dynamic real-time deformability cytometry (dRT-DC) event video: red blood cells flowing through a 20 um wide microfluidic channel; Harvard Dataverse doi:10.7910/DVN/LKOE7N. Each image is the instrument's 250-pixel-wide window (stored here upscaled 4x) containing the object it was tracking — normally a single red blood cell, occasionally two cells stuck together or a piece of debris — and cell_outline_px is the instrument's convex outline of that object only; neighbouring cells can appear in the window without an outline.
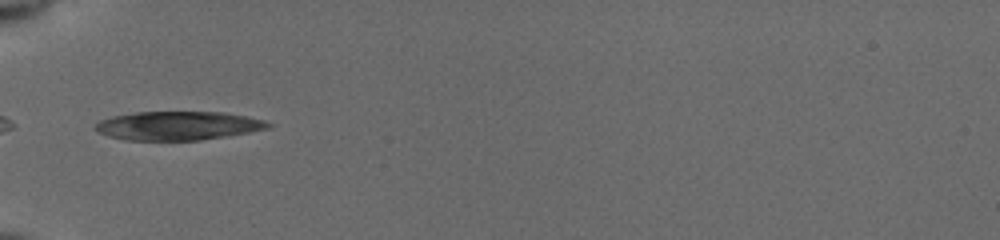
{"species": "common noctule bat (a hibernating species)", "species_latin": "Nyctalus noctula", "temperature_condition": "cold", "stored_images_in_passage": 31, "camera_frame_rate_fps": 3000, "um_per_image_px": 0.085, "animal": {"sex": "female", "body_mass_g": 19.5, "forearm_length_mm": 54.1}, "frame": {"image": 1, "passage_image": 1, "time_ms": 0.0, "image_size_px": [1000, 240], "cell_outline_px": [[272, 124], [268, 128], [248, 132], [200, 140], [128, 140], [108, 136], [96, 132], [92, 128], [100, 120], [112, 116], [136, 112], [224, 112], [264, 120]], "centroid_in_image_um": [15.07, 10.68], "position_along_channel_um": 69.9, "area_um2": 28.78}}
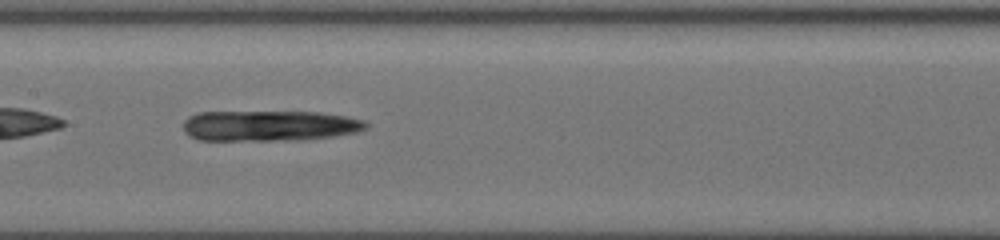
{"frame": {"image": 2, "passage_image": 10, "time_ms": 3.0, "image_size_px": [1000, 240], "cell_outline_px": [[368, 128], [356, 132], [332, 136], [300, 140], [196, 140], [188, 136], [184, 132], [184, 120], [188, 116], [196, 112], [320, 112], [344, 116], [364, 120], [368, 124]], "centroid_in_image_um": [22.86, 10.69], "position_along_channel_um": 184.5, "area_um2": 32.77}}
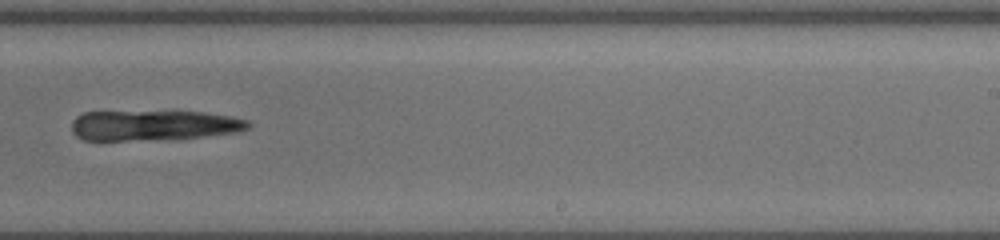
{"frame": {"image": 3, "passage_image": 17, "time_ms": 5.333, "image_size_px": [1000, 240], "cell_outline_px": [[252, 124], [248, 128], [240, 132], [200, 136], [124, 140], [84, 140], [76, 136], [72, 132], [72, 120], [76, 116], [84, 112], [176, 108], [204, 112], [228, 116], [248, 120]], "centroid_in_image_um": [13.04, 10.58], "position_along_channel_um": 276.0, "area_um2": 32.25}}